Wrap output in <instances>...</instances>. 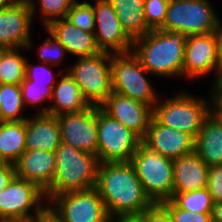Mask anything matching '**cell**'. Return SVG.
Returning <instances> with one entry per match:
<instances>
[{"mask_svg": "<svg viewBox=\"0 0 222 222\" xmlns=\"http://www.w3.org/2000/svg\"><path fill=\"white\" fill-rule=\"evenodd\" d=\"M30 5L15 3L0 11V45L6 48H32Z\"/></svg>", "mask_w": 222, "mask_h": 222, "instance_id": "obj_17", "label": "cell"}, {"mask_svg": "<svg viewBox=\"0 0 222 222\" xmlns=\"http://www.w3.org/2000/svg\"><path fill=\"white\" fill-rule=\"evenodd\" d=\"M5 164V161L0 157V168L3 167Z\"/></svg>", "mask_w": 222, "mask_h": 222, "instance_id": "obj_49", "label": "cell"}, {"mask_svg": "<svg viewBox=\"0 0 222 222\" xmlns=\"http://www.w3.org/2000/svg\"><path fill=\"white\" fill-rule=\"evenodd\" d=\"M15 3H19V4H27L30 5L31 10H32V17L34 19V15L36 14L37 10H36V4L33 0H14Z\"/></svg>", "mask_w": 222, "mask_h": 222, "instance_id": "obj_43", "label": "cell"}, {"mask_svg": "<svg viewBox=\"0 0 222 222\" xmlns=\"http://www.w3.org/2000/svg\"><path fill=\"white\" fill-rule=\"evenodd\" d=\"M21 92L23 102L26 105H40L52 98V91L54 86H46L34 84V81L27 80L26 78L21 82Z\"/></svg>", "mask_w": 222, "mask_h": 222, "instance_id": "obj_31", "label": "cell"}, {"mask_svg": "<svg viewBox=\"0 0 222 222\" xmlns=\"http://www.w3.org/2000/svg\"><path fill=\"white\" fill-rule=\"evenodd\" d=\"M207 189L214 203L222 202V165L209 167Z\"/></svg>", "mask_w": 222, "mask_h": 222, "instance_id": "obj_36", "label": "cell"}, {"mask_svg": "<svg viewBox=\"0 0 222 222\" xmlns=\"http://www.w3.org/2000/svg\"><path fill=\"white\" fill-rule=\"evenodd\" d=\"M111 73L114 92L150 105L152 108L160 102L152 84L145 76L149 72L133 52L112 54Z\"/></svg>", "mask_w": 222, "mask_h": 222, "instance_id": "obj_8", "label": "cell"}, {"mask_svg": "<svg viewBox=\"0 0 222 222\" xmlns=\"http://www.w3.org/2000/svg\"><path fill=\"white\" fill-rule=\"evenodd\" d=\"M15 4L14 0H0V11Z\"/></svg>", "mask_w": 222, "mask_h": 222, "instance_id": "obj_47", "label": "cell"}, {"mask_svg": "<svg viewBox=\"0 0 222 222\" xmlns=\"http://www.w3.org/2000/svg\"><path fill=\"white\" fill-rule=\"evenodd\" d=\"M162 204L170 211L173 222H212V213H192L179 208L172 200Z\"/></svg>", "mask_w": 222, "mask_h": 222, "instance_id": "obj_34", "label": "cell"}, {"mask_svg": "<svg viewBox=\"0 0 222 222\" xmlns=\"http://www.w3.org/2000/svg\"><path fill=\"white\" fill-rule=\"evenodd\" d=\"M179 208L192 213H212L213 200L207 187L186 193H173L171 199Z\"/></svg>", "mask_w": 222, "mask_h": 222, "instance_id": "obj_28", "label": "cell"}, {"mask_svg": "<svg viewBox=\"0 0 222 222\" xmlns=\"http://www.w3.org/2000/svg\"><path fill=\"white\" fill-rule=\"evenodd\" d=\"M15 176L14 164L6 163L0 168V192L11 183Z\"/></svg>", "mask_w": 222, "mask_h": 222, "instance_id": "obj_38", "label": "cell"}, {"mask_svg": "<svg viewBox=\"0 0 222 222\" xmlns=\"http://www.w3.org/2000/svg\"><path fill=\"white\" fill-rule=\"evenodd\" d=\"M26 120L0 121V157L14 164L26 151Z\"/></svg>", "mask_w": 222, "mask_h": 222, "instance_id": "obj_25", "label": "cell"}, {"mask_svg": "<svg viewBox=\"0 0 222 222\" xmlns=\"http://www.w3.org/2000/svg\"><path fill=\"white\" fill-rule=\"evenodd\" d=\"M210 98L212 102L209 103L182 91L164 102H157L153 107V117L160 124L186 132L195 139L212 112L213 97Z\"/></svg>", "mask_w": 222, "mask_h": 222, "instance_id": "obj_4", "label": "cell"}, {"mask_svg": "<svg viewBox=\"0 0 222 222\" xmlns=\"http://www.w3.org/2000/svg\"><path fill=\"white\" fill-rule=\"evenodd\" d=\"M93 13L94 36L100 51L112 54L132 52L134 41L122 29L112 4L108 0H97Z\"/></svg>", "mask_w": 222, "mask_h": 222, "instance_id": "obj_13", "label": "cell"}, {"mask_svg": "<svg viewBox=\"0 0 222 222\" xmlns=\"http://www.w3.org/2000/svg\"><path fill=\"white\" fill-rule=\"evenodd\" d=\"M42 65H30L28 60L26 62L25 78L30 81H34V84L54 86L56 83V77L53 75L48 64L41 62ZM50 68V69H49Z\"/></svg>", "mask_w": 222, "mask_h": 222, "instance_id": "obj_35", "label": "cell"}, {"mask_svg": "<svg viewBox=\"0 0 222 222\" xmlns=\"http://www.w3.org/2000/svg\"><path fill=\"white\" fill-rule=\"evenodd\" d=\"M222 74V30L220 31V39L218 45V61H217V76Z\"/></svg>", "mask_w": 222, "mask_h": 222, "instance_id": "obj_42", "label": "cell"}, {"mask_svg": "<svg viewBox=\"0 0 222 222\" xmlns=\"http://www.w3.org/2000/svg\"><path fill=\"white\" fill-rule=\"evenodd\" d=\"M62 143L57 117L50 114L34 115L26 119V150L55 152Z\"/></svg>", "mask_w": 222, "mask_h": 222, "instance_id": "obj_20", "label": "cell"}, {"mask_svg": "<svg viewBox=\"0 0 222 222\" xmlns=\"http://www.w3.org/2000/svg\"><path fill=\"white\" fill-rule=\"evenodd\" d=\"M62 143L97 155L98 125L97 107L89 106L83 111L60 114Z\"/></svg>", "mask_w": 222, "mask_h": 222, "instance_id": "obj_12", "label": "cell"}, {"mask_svg": "<svg viewBox=\"0 0 222 222\" xmlns=\"http://www.w3.org/2000/svg\"><path fill=\"white\" fill-rule=\"evenodd\" d=\"M130 162L146 195L153 203H162L173 198V159L158 154L141 143Z\"/></svg>", "mask_w": 222, "mask_h": 222, "instance_id": "obj_5", "label": "cell"}, {"mask_svg": "<svg viewBox=\"0 0 222 222\" xmlns=\"http://www.w3.org/2000/svg\"><path fill=\"white\" fill-rule=\"evenodd\" d=\"M194 152L208 167L222 165V122L213 112L195 138Z\"/></svg>", "mask_w": 222, "mask_h": 222, "instance_id": "obj_23", "label": "cell"}, {"mask_svg": "<svg viewBox=\"0 0 222 222\" xmlns=\"http://www.w3.org/2000/svg\"><path fill=\"white\" fill-rule=\"evenodd\" d=\"M195 139L186 132L160 124L153 116L141 143L148 149L170 159L194 152Z\"/></svg>", "mask_w": 222, "mask_h": 222, "instance_id": "obj_15", "label": "cell"}, {"mask_svg": "<svg viewBox=\"0 0 222 222\" xmlns=\"http://www.w3.org/2000/svg\"><path fill=\"white\" fill-rule=\"evenodd\" d=\"M46 38L44 44L39 49V59L43 63L57 67L61 63L62 57L67 53L66 48L51 33Z\"/></svg>", "mask_w": 222, "mask_h": 222, "instance_id": "obj_33", "label": "cell"}, {"mask_svg": "<svg viewBox=\"0 0 222 222\" xmlns=\"http://www.w3.org/2000/svg\"><path fill=\"white\" fill-rule=\"evenodd\" d=\"M7 49H8V48L0 45V61H1V58H2V56H3V54H4V52H5Z\"/></svg>", "mask_w": 222, "mask_h": 222, "instance_id": "obj_48", "label": "cell"}, {"mask_svg": "<svg viewBox=\"0 0 222 222\" xmlns=\"http://www.w3.org/2000/svg\"><path fill=\"white\" fill-rule=\"evenodd\" d=\"M141 215L144 222H173L170 211L162 203H153Z\"/></svg>", "mask_w": 222, "mask_h": 222, "instance_id": "obj_37", "label": "cell"}, {"mask_svg": "<svg viewBox=\"0 0 222 222\" xmlns=\"http://www.w3.org/2000/svg\"><path fill=\"white\" fill-rule=\"evenodd\" d=\"M214 80L215 83L213 84L212 91H222V74Z\"/></svg>", "mask_w": 222, "mask_h": 222, "instance_id": "obj_46", "label": "cell"}, {"mask_svg": "<svg viewBox=\"0 0 222 222\" xmlns=\"http://www.w3.org/2000/svg\"><path fill=\"white\" fill-rule=\"evenodd\" d=\"M40 12L44 17L42 20L44 27L52 21L67 18L68 11L77 0H38Z\"/></svg>", "mask_w": 222, "mask_h": 222, "instance_id": "obj_30", "label": "cell"}, {"mask_svg": "<svg viewBox=\"0 0 222 222\" xmlns=\"http://www.w3.org/2000/svg\"><path fill=\"white\" fill-rule=\"evenodd\" d=\"M98 148L100 163L131 161L141 138L97 107Z\"/></svg>", "mask_w": 222, "mask_h": 222, "instance_id": "obj_10", "label": "cell"}, {"mask_svg": "<svg viewBox=\"0 0 222 222\" xmlns=\"http://www.w3.org/2000/svg\"><path fill=\"white\" fill-rule=\"evenodd\" d=\"M54 153L55 174L52 184L44 191L48 202L56 195L95 188L100 164L96 154L64 143Z\"/></svg>", "mask_w": 222, "mask_h": 222, "instance_id": "obj_3", "label": "cell"}, {"mask_svg": "<svg viewBox=\"0 0 222 222\" xmlns=\"http://www.w3.org/2000/svg\"><path fill=\"white\" fill-rule=\"evenodd\" d=\"M31 222H62L52 211L47 208L41 215L34 218Z\"/></svg>", "mask_w": 222, "mask_h": 222, "instance_id": "obj_39", "label": "cell"}, {"mask_svg": "<svg viewBox=\"0 0 222 222\" xmlns=\"http://www.w3.org/2000/svg\"><path fill=\"white\" fill-rule=\"evenodd\" d=\"M186 35L153 29L133 42V54L152 75L183 77Z\"/></svg>", "mask_w": 222, "mask_h": 222, "instance_id": "obj_2", "label": "cell"}, {"mask_svg": "<svg viewBox=\"0 0 222 222\" xmlns=\"http://www.w3.org/2000/svg\"><path fill=\"white\" fill-rule=\"evenodd\" d=\"M61 74H58L62 77L55 83L52 91L50 102L54 103L43 107L41 111H38L39 114L58 116L64 113L83 111L90 106L67 71Z\"/></svg>", "mask_w": 222, "mask_h": 222, "instance_id": "obj_22", "label": "cell"}, {"mask_svg": "<svg viewBox=\"0 0 222 222\" xmlns=\"http://www.w3.org/2000/svg\"><path fill=\"white\" fill-rule=\"evenodd\" d=\"M212 112L220 119L222 122V107L215 101L213 100L212 104Z\"/></svg>", "mask_w": 222, "mask_h": 222, "instance_id": "obj_44", "label": "cell"}, {"mask_svg": "<svg viewBox=\"0 0 222 222\" xmlns=\"http://www.w3.org/2000/svg\"><path fill=\"white\" fill-rule=\"evenodd\" d=\"M16 176L33 182L45 191L53 181L55 153L46 150H26L14 163Z\"/></svg>", "mask_w": 222, "mask_h": 222, "instance_id": "obj_18", "label": "cell"}, {"mask_svg": "<svg viewBox=\"0 0 222 222\" xmlns=\"http://www.w3.org/2000/svg\"><path fill=\"white\" fill-rule=\"evenodd\" d=\"M67 19L78 29L86 32L95 31L93 4L88 1H76L68 11Z\"/></svg>", "mask_w": 222, "mask_h": 222, "instance_id": "obj_29", "label": "cell"}, {"mask_svg": "<svg viewBox=\"0 0 222 222\" xmlns=\"http://www.w3.org/2000/svg\"><path fill=\"white\" fill-rule=\"evenodd\" d=\"M95 188L111 220L139 215L153 204L130 161L100 163Z\"/></svg>", "mask_w": 222, "mask_h": 222, "instance_id": "obj_1", "label": "cell"}, {"mask_svg": "<svg viewBox=\"0 0 222 222\" xmlns=\"http://www.w3.org/2000/svg\"><path fill=\"white\" fill-rule=\"evenodd\" d=\"M114 219L115 220H112L111 222H144V217L141 214L125 215V216H120Z\"/></svg>", "mask_w": 222, "mask_h": 222, "instance_id": "obj_40", "label": "cell"}, {"mask_svg": "<svg viewBox=\"0 0 222 222\" xmlns=\"http://www.w3.org/2000/svg\"><path fill=\"white\" fill-rule=\"evenodd\" d=\"M213 100H215L222 107V91H211Z\"/></svg>", "mask_w": 222, "mask_h": 222, "instance_id": "obj_45", "label": "cell"}, {"mask_svg": "<svg viewBox=\"0 0 222 222\" xmlns=\"http://www.w3.org/2000/svg\"><path fill=\"white\" fill-rule=\"evenodd\" d=\"M48 203H52L48 208L62 222L112 221L96 188L56 195Z\"/></svg>", "mask_w": 222, "mask_h": 222, "instance_id": "obj_11", "label": "cell"}, {"mask_svg": "<svg viewBox=\"0 0 222 222\" xmlns=\"http://www.w3.org/2000/svg\"><path fill=\"white\" fill-rule=\"evenodd\" d=\"M219 39L220 31L186 37L183 76L193 79L217 73Z\"/></svg>", "mask_w": 222, "mask_h": 222, "instance_id": "obj_14", "label": "cell"}, {"mask_svg": "<svg viewBox=\"0 0 222 222\" xmlns=\"http://www.w3.org/2000/svg\"><path fill=\"white\" fill-rule=\"evenodd\" d=\"M67 50L77 57L94 56L100 53L94 32L78 29L67 18L52 21L45 27Z\"/></svg>", "mask_w": 222, "mask_h": 222, "instance_id": "obj_19", "label": "cell"}, {"mask_svg": "<svg viewBox=\"0 0 222 222\" xmlns=\"http://www.w3.org/2000/svg\"><path fill=\"white\" fill-rule=\"evenodd\" d=\"M170 0H145L144 14L147 26L153 29H159L166 18L167 7Z\"/></svg>", "mask_w": 222, "mask_h": 222, "instance_id": "obj_32", "label": "cell"}, {"mask_svg": "<svg viewBox=\"0 0 222 222\" xmlns=\"http://www.w3.org/2000/svg\"><path fill=\"white\" fill-rule=\"evenodd\" d=\"M116 12L122 29L134 41L151 29L146 24L145 0H108Z\"/></svg>", "mask_w": 222, "mask_h": 222, "instance_id": "obj_24", "label": "cell"}, {"mask_svg": "<svg viewBox=\"0 0 222 222\" xmlns=\"http://www.w3.org/2000/svg\"><path fill=\"white\" fill-rule=\"evenodd\" d=\"M24 107L20 84H0V121L26 120Z\"/></svg>", "mask_w": 222, "mask_h": 222, "instance_id": "obj_26", "label": "cell"}, {"mask_svg": "<svg viewBox=\"0 0 222 222\" xmlns=\"http://www.w3.org/2000/svg\"><path fill=\"white\" fill-rule=\"evenodd\" d=\"M26 48H8L0 61V84H21L25 79L26 58L19 50Z\"/></svg>", "mask_w": 222, "mask_h": 222, "instance_id": "obj_27", "label": "cell"}, {"mask_svg": "<svg viewBox=\"0 0 222 222\" xmlns=\"http://www.w3.org/2000/svg\"><path fill=\"white\" fill-rule=\"evenodd\" d=\"M42 200H46L45 192L38 185L15 176L0 192V222L32 221L48 208ZM33 207L35 214L31 213Z\"/></svg>", "mask_w": 222, "mask_h": 222, "instance_id": "obj_9", "label": "cell"}, {"mask_svg": "<svg viewBox=\"0 0 222 222\" xmlns=\"http://www.w3.org/2000/svg\"><path fill=\"white\" fill-rule=\"evenodd\" d=\"M100 108L110 117L136 133L141 139L145 136L153 116V108L150 105L114 91Z\"/></svg>", "mask_w": 222, "mask_h": 222, "instance_id": "obj_16", "label": "cell"}, {"mask_svg": "<svg viewBox=\"0 0 222 222\" xmlns=\"http://www.w3.org/2000/svg\"><path fill=\"white\" fill-rule=\"evenodd\" d=\"M208 0H170L161 31L188 35L208 34L222 30V21Z\"/></svg>", "mask_w": 222, "mask_h": 222, "instance_id": "obj_6", "label": "cell"}, {"mask_svg": "<svg viewBox=\"0 0 222 222\" xmlns=\"http://www.w3.org/2000/svg\"><path fill=\"white\" fill-rule=\"evenodd\" d=\"M112 53L79 57L67 73L78 85L90 106L100 107L113 92L111 73Z\"/></svg>", "mask_w": 222, "mask_h": 222, "instance_id": "obj_7", "label": "cell"}, {"mask_svg": "<svg viewBox=\"0 0 222 222\" xmlns=\"http://www.w3.org/2000/svg\"><path fill=\"white\" fill-rule=\"evenodd\" d=\"M212 222H222V202L213 204Z\"/></svg>", "mask_w": 222, "mask_h": 222, "instance_id": "obj_41", "label": "cell"}, {"mask_svg": "<svg viewBox=\"0 0 222 222\" xmlns=\"http://www.w3.org/2000/svg\"><path fill=\"white\" fill-rule=\"evenodd\" d=\"M173 193H186L207 187L209 167L192 152L173 163Z\"/></svg>", "mask_w": 222, "mask_h": 222, "instance_id": "obj_21", "label": "cell"}]
</instances>
